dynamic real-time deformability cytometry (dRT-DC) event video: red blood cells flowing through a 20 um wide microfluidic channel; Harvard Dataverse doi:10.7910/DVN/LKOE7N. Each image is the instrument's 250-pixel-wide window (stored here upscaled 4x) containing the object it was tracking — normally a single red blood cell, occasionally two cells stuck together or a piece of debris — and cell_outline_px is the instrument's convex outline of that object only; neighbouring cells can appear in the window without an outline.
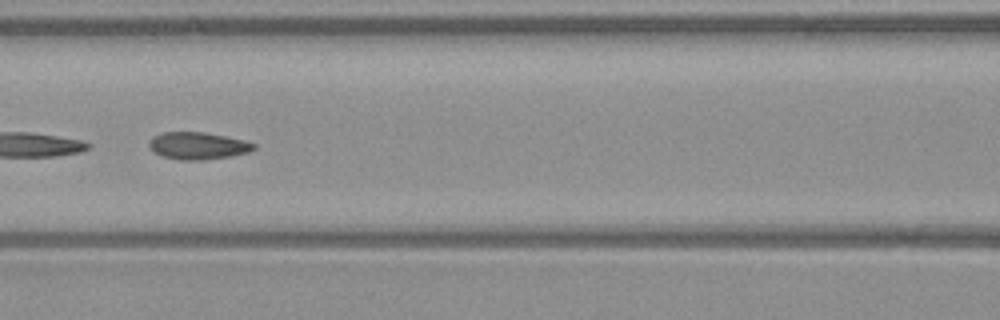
{"species": "common noctule bat (a hibernating species)", "species_latin": "Nyctalus noctula", "temperature_condition": "warm", "stored_images_in_passage": 17, "camera_frame_rate_fps": 3000, "um_per_image_px": 0.085, "animal": {"sex": "male", "body_mass_g": 23.1, "forearm_length_mm": 52.7}, "frame": {"image": 1, "passage_image": 8, "time_ms": 2.333, "image_size_px": [1000, 320], "cell_outline_px": [[256, 148], [248, 152], [232, 156], [204, 160], [180, 160], [160, 156], [152, 152], [148, 148], [148, 140], [152, 136], [164, 132], [204, 132], [244, 140], [256, 144]], "centroid_in_image_um": [16.76, 12.4], "position_along_channel_um": 149.8, "area_um2": 16.88}}